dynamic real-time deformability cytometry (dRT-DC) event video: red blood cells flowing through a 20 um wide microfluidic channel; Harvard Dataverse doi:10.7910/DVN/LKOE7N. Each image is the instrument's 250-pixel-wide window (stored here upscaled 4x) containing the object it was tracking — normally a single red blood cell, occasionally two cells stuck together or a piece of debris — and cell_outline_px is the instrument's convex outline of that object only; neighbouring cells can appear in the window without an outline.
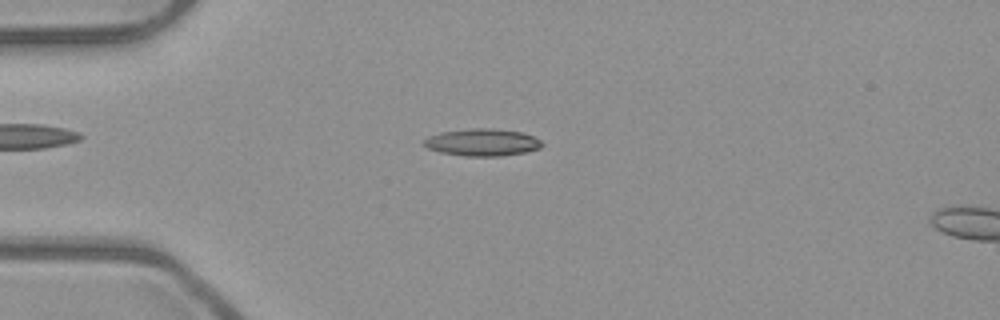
{"species": "common noctule bat (a hibernating species)", "species_latin": "Nyctalus noctula", "temperature_condition": "room temperature", "stored_images_in_passage": 4, "camera_frame_rate_fps": 3000, "um_per_image_px": 0.085, "animal": {"sex": "male", "body_mass_g": 23.1, "forearm_length_mm": 52.7}, "frame": {"image": 1, "passage_image": 3, "time_ms": 0.667, "image_size_px": [1000, 320], "cell_outline_px": [[544, 144], [540, 148], [524, 152], [500, 156], [464, 156], [440, 152], [428, 148], [424, 144], [424, 140], [428, 136], [440, 132], [472, 128], [492, 128], [524, 132], [540, 140]], "centroid_in_image_um": [41.0, 12.09], "position_along_channel_um": 44.0, "area_um2": 18.73}}